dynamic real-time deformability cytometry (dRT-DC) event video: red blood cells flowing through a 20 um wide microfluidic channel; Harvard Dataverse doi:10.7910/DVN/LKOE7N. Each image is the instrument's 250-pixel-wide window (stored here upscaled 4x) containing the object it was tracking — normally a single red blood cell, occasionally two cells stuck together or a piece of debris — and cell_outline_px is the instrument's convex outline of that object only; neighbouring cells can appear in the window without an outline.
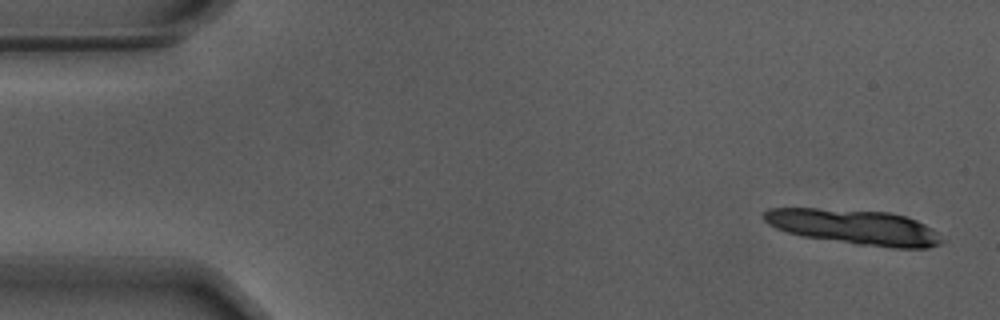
{"species": "Egyptian fruit bat (a non-hibernating species)", "species_latin": "Rousettus aegyptiacus", "temperature_condition": "warm", "stored_images_in_passage": 13, "camera_frame_rate_fps": 3000, "um_per_image_px": 0.085, "animal": {"sex": "male"}, "frame": {"image": 1, "passage_image": 1, "time_ms": 0.0, "image_size_px": [1000, 320], "cell_outline_px": [[944, 240], [940, 244], [928, 248], [892, 248], [856, 244], [804, 236], [788, 232], [776, 228], [768, 224], [764, 220], [764, 212], [768, 208], [816, 208], [892, 212], [916, 220], [932, 228]], "centroid_in_image_um": [72.65, 19.29], "position_along_channel_um": 12.4, "area_um2": 36.3}}